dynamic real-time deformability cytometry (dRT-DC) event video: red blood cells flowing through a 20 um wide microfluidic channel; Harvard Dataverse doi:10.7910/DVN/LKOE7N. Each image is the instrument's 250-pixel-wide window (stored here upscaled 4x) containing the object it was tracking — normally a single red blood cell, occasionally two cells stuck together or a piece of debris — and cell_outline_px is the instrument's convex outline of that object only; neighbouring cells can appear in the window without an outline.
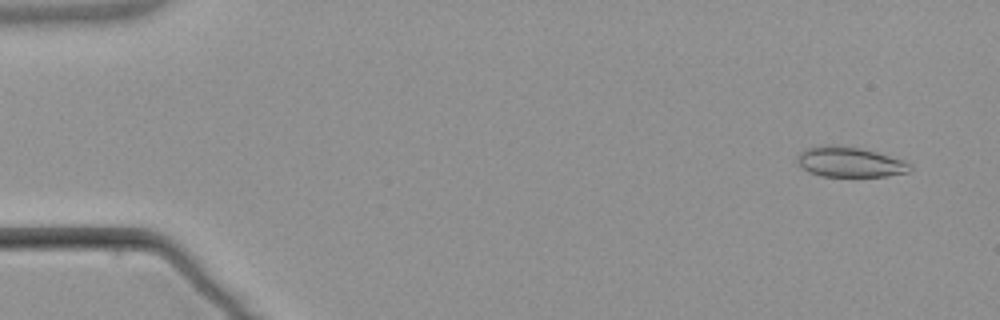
{"species": "common noctule bat (a hibernating species)", "species_latin": "Nyctalus noctula", "temperature_condition": "warm", "stored_images_in_passage": 5, "camera_frame_rate_fps": 3000, "um_per_image_px": 0.085, "animal": {"sex": "male", "body_mass_g": 21.5, "forearm_length_mm": 52.0}, "frame": {"image": 1, "passage_image": 1, "time_ms": 0.0, "image_size_px": [1000, 320], "cell_outline_px": [[912, 168], [908, 172], [888, 176], [820, 176], [808, 172], [796, 160], [796, 156], [804, 148], [824, 144], [832, 144], [860, 148], [876, 152], [904, 160], [912, 164]], "centroid_in_image_um": [72.21, 13.76], "position_along_channel_um": 12.8, "area_um2": 20.0}}
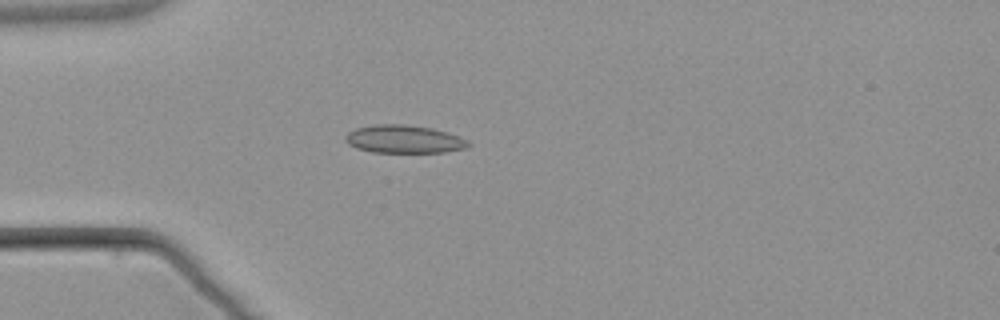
{"frame": {"image": 2, "passage_image": 4, "time_ms": 4.0, "image_size_px": [1000, 320], "cell_outline_px": [[472, 144], [468, 148], [444, 152], [372, 152], [356, 148], [348, 144], [344, 140], [344, 136], [348, 132], [356, 128], [376, 124], [408, 124], [432, 128], [448, 132], [460, 136], [468, 140]], "centroid_in_image_um": [34.36, 11.82], "position_along_channel_um": 50.6, "area_um2": 20.35}}